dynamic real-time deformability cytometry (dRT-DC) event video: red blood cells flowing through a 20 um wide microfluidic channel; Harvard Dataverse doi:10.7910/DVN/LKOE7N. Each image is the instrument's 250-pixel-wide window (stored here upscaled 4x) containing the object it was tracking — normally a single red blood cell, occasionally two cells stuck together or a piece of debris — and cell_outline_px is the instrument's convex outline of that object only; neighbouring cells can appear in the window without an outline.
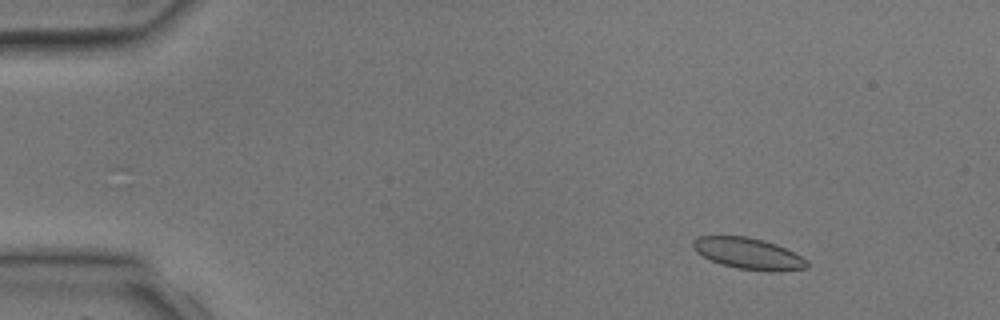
{"species": "common noctule bat (a hibernating species)", "species_latin": "Nyctalus noctula", "temperature_condition": "room temperature", "stored_images_in_passage": 4, "camera_frame_rate_fps": 3000, "um_per_image_px": 0.085, "animal": {"sex": "male", "body_mass_g": 17.9, "forearm_length_mm": 54.2}, "frame": {"image": 1, "passage_image": 2, "time_ms": 1.0, "image_size_px": [1000, 320], "cell_outline_px": [[808, 268], [780, 272], [768, 272], [736, 268], [720, 264], [696, 252], [692, 244], [692, 240], [700, 236], [748, 236], [764, 240], [776, 244], [808, 260]], "centroid_in_image_um": [63.63, 21.56], "position_along_channel_um": 21.4, "area_um2": 20.92}}
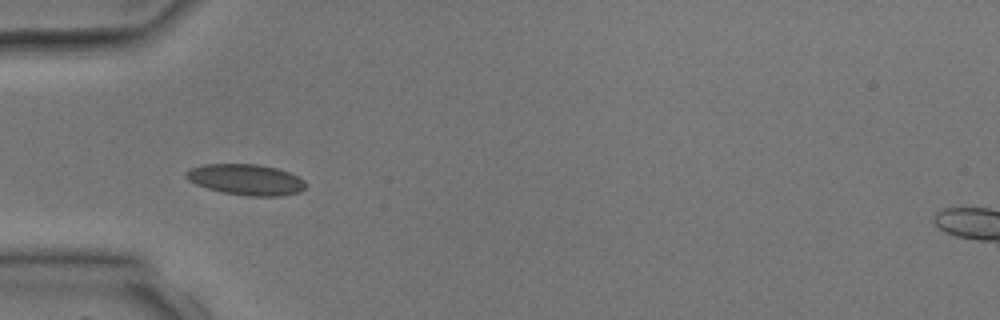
{"frame": {"image": 2, "passage_image": 4, "time_ms": 3.667, "image_size_px": [1000, 320], "cell_outline_px": [[308, 188], [300, 192], [280, 196], [248, 196], [224, 192], [208, 188], [196, 184], [188, 180], [184, 176], [184, 172], [192, 168], [204, 164], [256, 164], [276, 168], [288, 172], [304, 180], [308, 184]], "centroid_in_image_um": [20.94, 15.27], "position_along_channel_um": 64.1, "area_um2": 21.56}}